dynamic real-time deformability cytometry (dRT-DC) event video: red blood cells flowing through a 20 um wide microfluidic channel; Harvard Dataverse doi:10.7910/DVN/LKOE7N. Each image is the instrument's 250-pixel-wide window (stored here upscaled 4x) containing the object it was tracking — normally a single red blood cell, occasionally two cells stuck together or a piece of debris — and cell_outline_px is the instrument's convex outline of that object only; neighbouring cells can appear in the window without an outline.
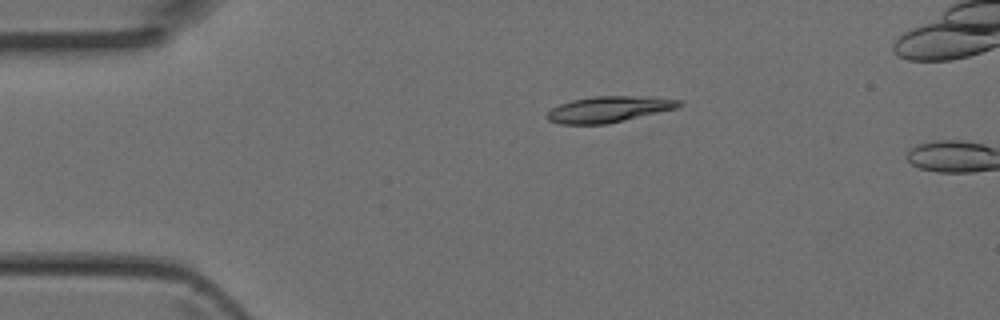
{"species": "Egyptian fruit bat (a non-hibernating species)", "species_latin": "Rousettus aegyptiacus", "temperature_condition": "room temperature", "stored_images_in_passage": 4, "camera_frame_rate_fps": 3000, "um_per_image_px": 0.085, "animal": {"sex": "female"}, "frame": {"image": 1, "passage_image": 3, "time_ms": 0.667, "image_size_px": [1000, 320], "cell_outline_px": [[684, 104], [676, 108], [608, 124], [560, 124], [548, 120], [544, 116], [552, 108], [560, 104], [572, 100], [596, 96], [648, 96], [680, 100]], "centroid_in_image_um": [51.74, 9.29], "position_along_channel_um": 33.3, "area_um2": 20.0}}